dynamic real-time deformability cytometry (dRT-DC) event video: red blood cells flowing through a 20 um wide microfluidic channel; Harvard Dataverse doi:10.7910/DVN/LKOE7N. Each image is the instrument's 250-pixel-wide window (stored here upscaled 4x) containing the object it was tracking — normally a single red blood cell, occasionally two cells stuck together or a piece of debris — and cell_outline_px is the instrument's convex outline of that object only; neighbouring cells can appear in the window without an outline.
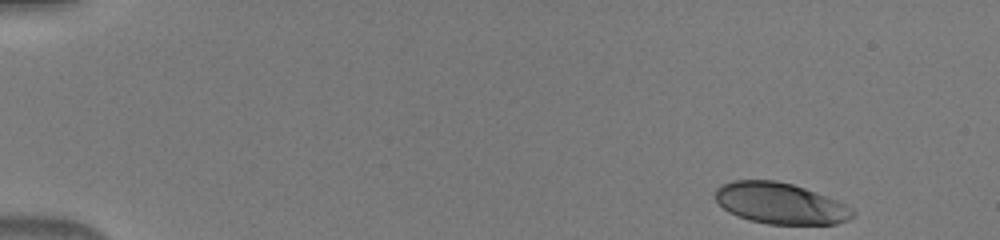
{"species": "human", "species_latin": "Homo sapiens", "temperature_condition": "warm", "stored_images_in_passage": 16, "camera_frame_rate_fps": 3000, "um_per_image_px": 0.085, "donor": {"sex": "male"}, "frame": {"image": 1, "passage_image": 1, "time_ms": 0.0, "image_size_px": [1000, 240], "cell_outline_px": [[856, 212], [848, 220], [836, 224], [768, 224], [748, 220], [736, 216], [728, 212], [716, 200], [716, 188], [732, 180], [776, 180], [792, 184], [816, 192], [836, 200], [852, 208]], "centroid_in_image_um": [66.32, 17.29], "position_along_channel_um": 18.7, "area_um2": 32.89}}
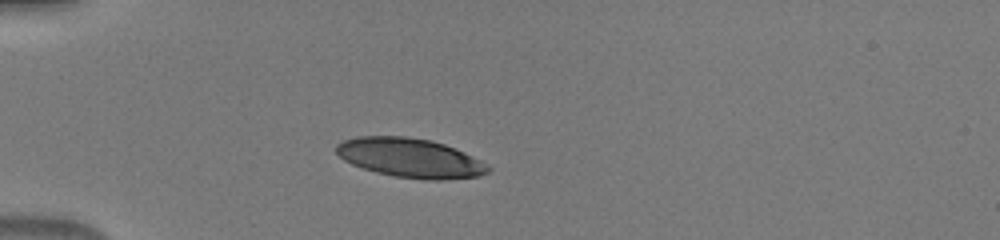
{"frame": {"image": 2, "passage_image": 8, "time_ms": 2.333, "image_size_px": [1000, 240], "cell_outline_px": [[492, 168], [488, 172], [480, 176], [444, 180], [428, 180], [396, 176], [376, 172], [352, 164], [344, 160], [336, 152], [336, 144], [344, 140], [356, 136], [408, 136], [432, 140], [456, 148], [488, 164]], "centroid_in_image_um": [34.89, 13.41], "position_along_channel_um": 50.1, "area_um2": 34.85}}
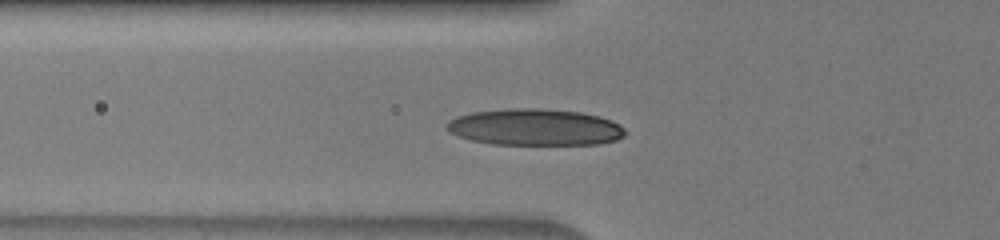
{"frame": {"image": 3, "passage_image": 11, "time_ms": 3.333, "image_size_px": [1000, 240], "cell_outline_px": [[624, 136], [616, 140], [600, 144], [492, 144], [472, 140], [448, 132], [444, 128], [444, 124], [448, 120], [456, 116], [472, 112], [508, 108], [544, 108], [580, 112], [600, 116], [612, 120], [620, 124], [624, 128]], "centroid_in_image_um": [45.45, 10.8], "position_along_channel_um": 80.4, "area_um2": 38.38}}